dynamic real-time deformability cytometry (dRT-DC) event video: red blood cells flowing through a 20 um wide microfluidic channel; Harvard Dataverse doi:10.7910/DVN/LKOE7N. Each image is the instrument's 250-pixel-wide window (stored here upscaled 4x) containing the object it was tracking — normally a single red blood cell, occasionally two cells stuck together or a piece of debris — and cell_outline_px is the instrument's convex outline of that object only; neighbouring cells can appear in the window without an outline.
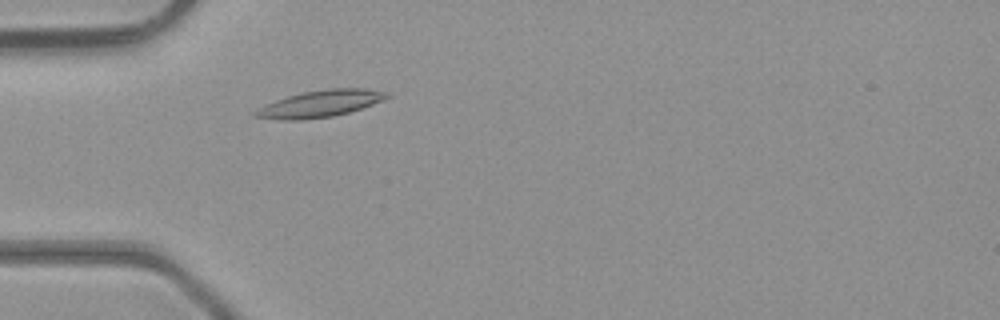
{"species": "common noctule bat (a hibernating species)", "species_latin": "Nyctalus noctula", "temperature_condition": "room temperature", "stored_images_in_passage": 29, "camera_frame_rate_fps": 3000, "um_per_image_px": 0.085, "animal": {"sex": "male", "body_mass_g": 23.1, "forearm_length_mm": 52.7}, "frame": {"image": 1, "passage_image": 3, "time_ms": 0.667, "image_size_px": [1000, 320], "cell_outline_px": [[392, 96], [384, 100], [348, 112], [332, 116], [300, 120], [284, 120], [252, 116], [252, 112], [276, 100], [300, 92], [328, 88], [364, 88], [392, 92]], "centroid_in_image_um": [27.27, 8.79], "position_along_channel_um": 57.7, "area_um2": 20.52}}
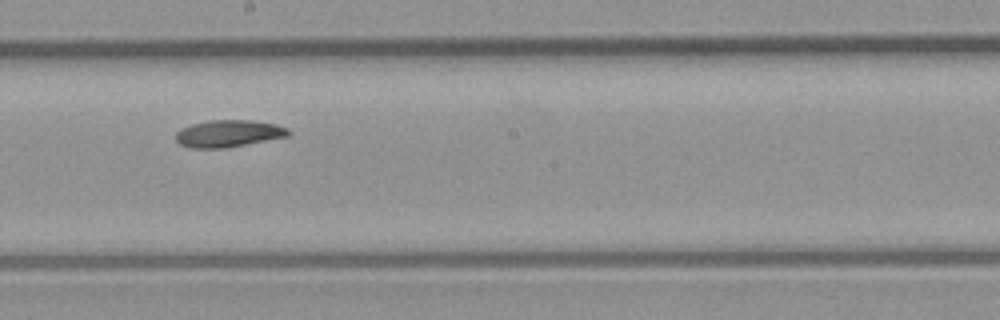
{"frame": {"image": 2, "passage_image": 15, "time_ms": 4.667, "image_size_px": [1000, 320], "cell_outline_px": [[292, 132], [288, 136], [224, 148], [188, 148], [180, 144], [176, 140], [176, 132], [180, 128], [192, 124], [208, 120], [252, 120], [276, 124], [288, 128]], "centroid_in_image_um": [19.41, 11.34], "position_along_channel_um": 228.8, "area_um2": 17.8}}
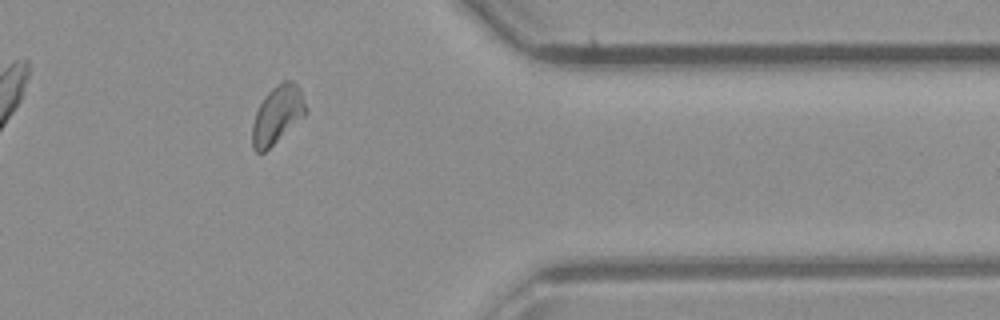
{"frame": {"image": 3, "passage_image": 27, "time_ms": 8.667, "image_size_px": [1000, 320], "cell_outline_px": [[308, 112], [304, 116], [264, 152], [256, 152], [252, 148], [252, 124], [256, 112], [260, 104], [268, 92], [276, 84], [284, 80], [292, 80], [300, 88], [308, 108]], "centroid_in_image_um": [23.59, 9.73], "position_along_channel_um": 387.8, "area_um2": 17.98}, "authors_computed_cell_mechanics": {"area_um2": 17.918, "velocity_mm_per_s": 4.4096, "shape_relaxation_time_tau1_ms": 7.8767, "shape_relaxation_time_tau2_ms": 7.2317, "deformation_change_tau1": 0.1612, "deformation_change_tau2": 0.1212}}